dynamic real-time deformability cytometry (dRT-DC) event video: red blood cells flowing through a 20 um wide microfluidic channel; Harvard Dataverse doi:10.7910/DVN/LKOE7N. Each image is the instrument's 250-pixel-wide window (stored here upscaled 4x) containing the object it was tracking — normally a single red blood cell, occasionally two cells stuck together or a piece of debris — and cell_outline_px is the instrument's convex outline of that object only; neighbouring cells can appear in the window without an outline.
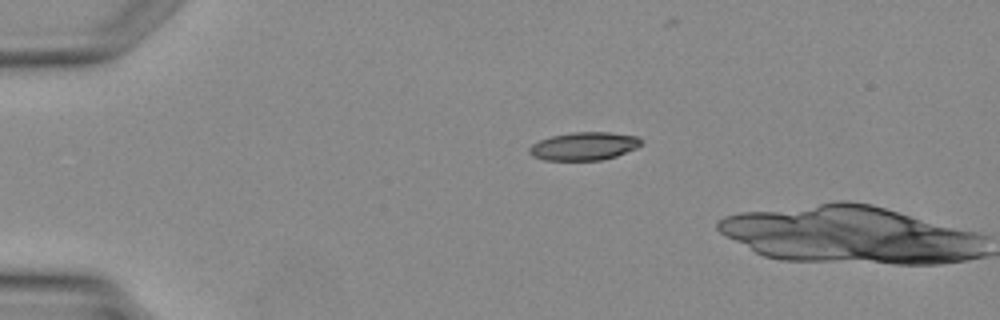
{"species": "Egyptian fruit bat (a non-hibernating species)", "species_latin": "Rousettus aegyptiacus", "temperature_condition": "warm", "stored_images_in_passage": 3, "camera_frame_rate_fps": 3000, "um_per_image_px": 0.085, "animal": {"sex": "female"}, "frame": {"image": 1, "passage_image": 3, "time_ms": 2.333, "image_size_px": [1000, 320], "cell_outline_px": [[640, 144], [636, 148], [616, 156], [600, 160], [544, 160], [532, 156], [528, 152], [528, 148], [532, 144], [540, 140], [552, 136], [572, 132], [608, 132], [636, 136], [640, 140]], "centroid_in_image_um": [49.59, 12.43], "position_along_channel_um": 35.4, "area_um2": 18.15}}